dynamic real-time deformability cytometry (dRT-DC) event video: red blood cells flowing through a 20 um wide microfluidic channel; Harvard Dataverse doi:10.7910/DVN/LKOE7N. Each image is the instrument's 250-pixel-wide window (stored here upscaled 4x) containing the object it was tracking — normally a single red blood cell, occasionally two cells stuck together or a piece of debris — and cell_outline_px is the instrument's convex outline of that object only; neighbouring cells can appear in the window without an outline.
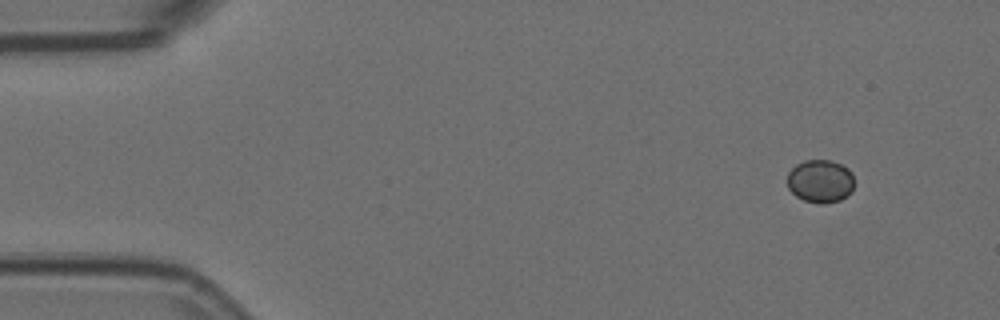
{"species": "Egyptian fruit bat (a non-hibernating species)", "species_latin": "Rousettus aegyptiacus", "temperature_condition": "room temperature", "stored_images_in_passage": 3, "camera_frame_rate_fps": 3000, "um_per_image_px": 0.085, "animal": {"sex": "female"}, "frame": {"image": 1, "passage_image": 1, "time_ms": 0.0, "image_size_px": [1000, 320], "cell_outline_px": [[852, 192], [848, 196], [840, 200], [824, 204], [820, 204], [804, 200], [796, 196], [788, 188], [788, 172], [796, 164], [804, 160], [832, 160], [848, 168], [852, 172]], "centroid_in_image_um": [69.73, 15.4], "position_along_channel_um": 15.3, "area_um2": 16.88}}